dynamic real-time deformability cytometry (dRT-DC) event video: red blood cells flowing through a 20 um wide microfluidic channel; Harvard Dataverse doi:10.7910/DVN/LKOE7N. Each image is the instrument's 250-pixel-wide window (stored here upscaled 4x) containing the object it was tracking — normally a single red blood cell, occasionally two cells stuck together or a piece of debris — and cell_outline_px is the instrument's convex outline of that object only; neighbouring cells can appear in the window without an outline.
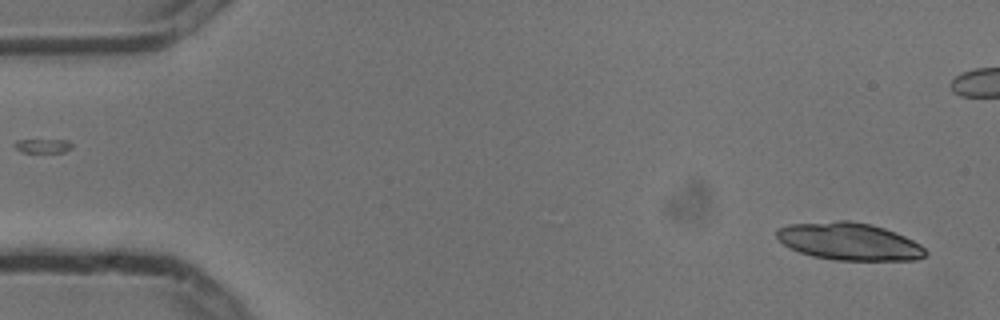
{"species": "common noctule bat (a hibernating species)", "species_latin": "Nyctalus noctula", "temperature_condition": "cold", "stored_images_in_passage": 5, "camera_frame_rate_fps": 3000, "um_per_image_px": 0.085, "animal": {"sex": "male", "body_mass_g": 13.3}, "frame": {"image": 1, "passage_image": 5, "time_ms": 1.333, "image_size_px": [1000, 320], "cell_outline_px": [[928, 252], [924, 256], [916, 260], [836, 260], [812, 256], [800, 252], [784, 244], [776, 236], [776, 228], [788, 224], [836, 220], [852, 220], [872, 224], [896, 232], [920, 244]], "centroid_in_image_um": [72.17, 20.51], "position_along_channel_um": 12.8, "area_um2": 32.6}}